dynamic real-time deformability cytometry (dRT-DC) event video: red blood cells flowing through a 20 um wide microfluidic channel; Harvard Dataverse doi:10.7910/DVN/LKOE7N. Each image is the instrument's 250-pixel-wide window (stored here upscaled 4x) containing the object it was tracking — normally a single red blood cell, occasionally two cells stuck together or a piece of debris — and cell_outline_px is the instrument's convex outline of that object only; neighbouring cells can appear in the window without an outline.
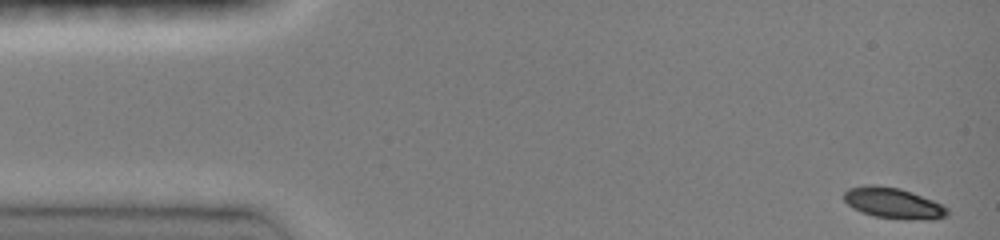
{"species": "common noctule bat (a hibernating species)", "species_latin": "Nyctalus noctula", "temperature_condition": "room temperature", "stored_images_in_passage": 44, "camera_frame_rate_fps": 3000, "um_per_image_px": 0.085, "animal": {"sex": "female", "body_mass_g": 19.0, "forearm_length_mm": 51.5}, "frame": {"image": 1, "passage_image": 1, "time_ms": 0.0, "image_size_px": [1000, 240], "cell_outline_px": [[948, 216], [936, 220], [908, 220], [876, 216], [860, 212], [852, 208], [844, 200], [844, 192], [848, 188], [864, 184], [876, 184], [900, 188], [912, 192], [932, 200], [948, 208]], "centroid_in_image_um": [75.93, 17.26], "position_along_channel_um": 9.1, "area_um2": 18.9}}
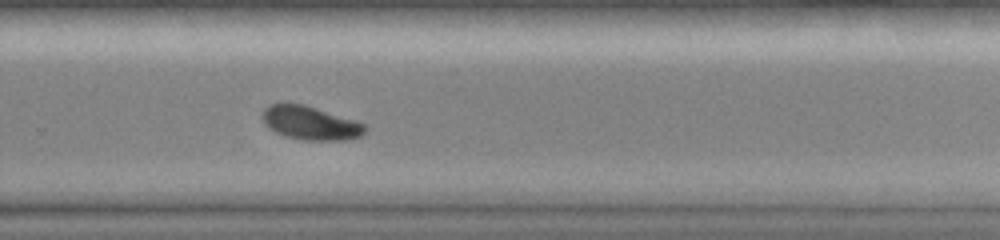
{"frame": {"image": 2, "passage_image": 31, "time_ms": 10.0, "image_size_px": [1000, 240], "cell_outline_px": [[368, 128], [360, 136], [348, 140], [304, 140], [284, 136], [268, 128], [264, 124], [260, 116], [264, 108], [268, 104], [284, 100], [304, 104], [356, 120], [364, 124]], "centroid_in_image_um": [26.31, 10.41], "position_along_channel_um": 303.5, "area_um2": 20.81}}
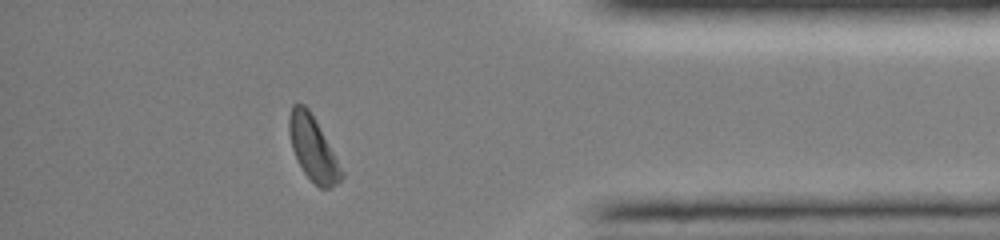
{"frame": {"image": 3, "passage_image": 40, "time_ms": 13.0, "image_size_px": [1000, 240], "cell_outline_px": [[344, 176], [336, 184], [328, 188], [320, 188], [304, 172], [292, 148], [288, 128], [288, 116], [292, 104], [304, 104], [308, 108], [316, 120], [344, 172]], "centroid_in_image_um": [26.59, 12.58], "position_along_channel_um": 408.6, "area_um2": 19.31}, "authors_computed_cell_mechanics": {"area_um2": 20.0855, "velocity_mm_per_s": 4.1032, "shape_relaxation_time_tau1_ms": 2.0453, "shape_relaxation_time_tau2_ms": null, "deformation_change_tau1": 0.1146, "deformation_change_tau2": null}}